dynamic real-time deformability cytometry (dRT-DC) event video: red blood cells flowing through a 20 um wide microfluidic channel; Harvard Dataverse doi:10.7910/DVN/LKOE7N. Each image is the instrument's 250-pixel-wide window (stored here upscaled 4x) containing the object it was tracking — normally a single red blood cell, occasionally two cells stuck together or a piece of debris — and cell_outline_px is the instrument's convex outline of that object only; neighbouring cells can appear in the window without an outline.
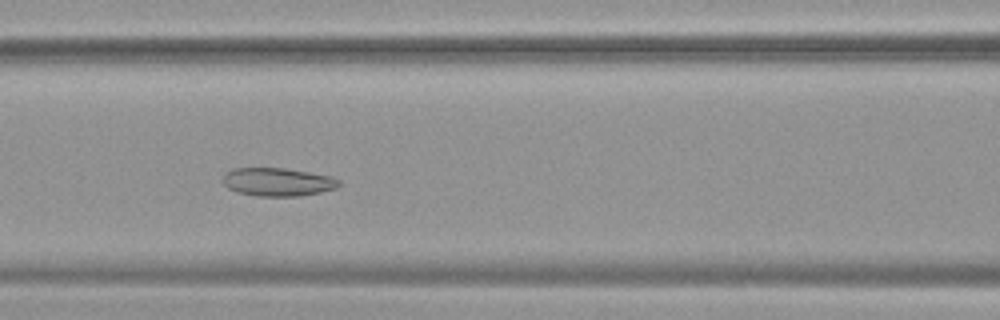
{"species": "common noctule bat (a hibernating species)", "species_latin": "Nyctalus noctula", "temperature_condition": "warm", "stored_images_in_passage": 52, "camera_frame_rate_fps": 3000, "um_per_image_px": 0.085, "animal": {"sex": "female", "body_mass_g": 19.9}, "frame": {"image": 1, "passage_image": 22, "time_ms": 7.0, "image_size_px": [1000, 320], "cell_outline_px": [[340, 184], [336, 188], [320, 192], [300, 196], [256, 196], [236, 192], [228, 188], [224, 184], [224, 172], [232, 168], [284, 168], [332, 176], [340, 180]], "centroid_in_image_um": [23.59, 15.46], "position_along_channel_um": 143.0, "area_um2": 19.19}}
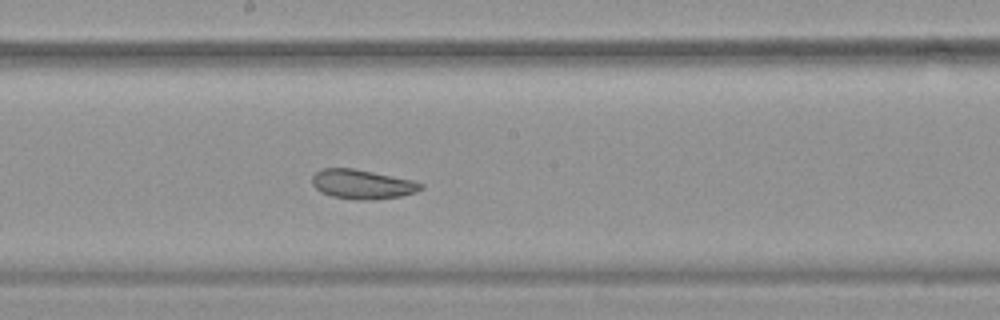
{"frame": {"image": 2, "passage_image": 28, "time_ms": 9.0, "image_size_px": [1000, 320], "cell_outline_px": [[424, 188], [416, 192], [400, 196], [376, 200], [356, 200], [332, 196], [320, 192], [312, 184], [312, 176], [320, 168], [352, 168], [412, 180], [424, 184]], "centroid_in_image_um": [30.78, 15.67], "position_along_channel_um": 217.4, "area_um2": 18.67}}
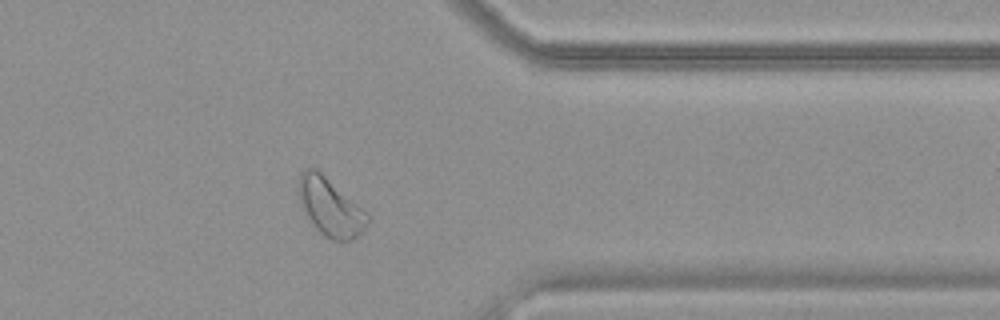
{"frame": {"image": 3, "passage_image": 42, "time_ms": 13.667, "image_size_px": [1000, 320], "cell_outline_px": [[368, 224], [352, 240], [332, 240], [324, 236], [312, 224], [304, 212], [300, 204], [300, 176], [304, 168], [316, 168], [364, 208], [368, 212]], "centroid_in_image_um": [28.1, 17.6], "position_along_channel_um": 383.3, "area_um2": 23.0}, "authors_computed_cell_mechanics": {"area_um2": 24.9407, "velocity_mm_per_s": 3.736, "shape_relaxation_time_tau1_ms": null, "shape_relaxation_time_tau2_ms": 4.8751, "deformation_change_tau1": null, "deformation_change_tau2": 0.0957}}